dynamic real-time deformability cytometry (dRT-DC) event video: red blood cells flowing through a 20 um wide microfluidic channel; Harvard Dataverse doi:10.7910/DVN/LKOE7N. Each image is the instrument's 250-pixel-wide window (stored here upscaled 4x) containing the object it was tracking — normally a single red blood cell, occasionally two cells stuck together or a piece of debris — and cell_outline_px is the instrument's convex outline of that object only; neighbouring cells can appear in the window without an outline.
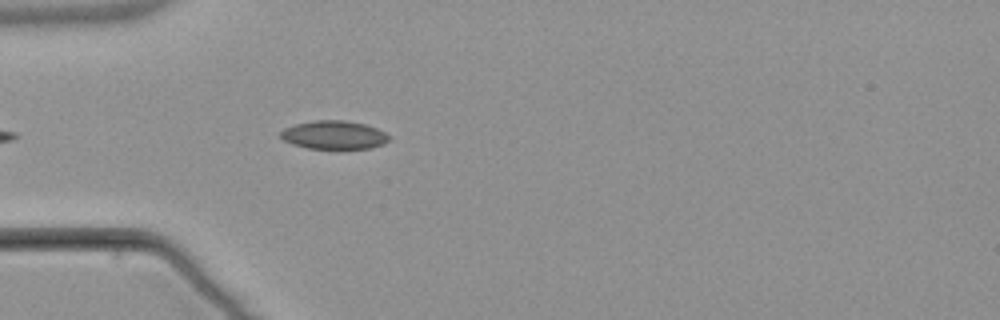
{"species": "common noctule bat (a hibernating species)", "species_latin": "Nyctalus noctula", "temperature_condition": "warm", "stored_images_in_passage": 4, "camera_frame_rate_fps": 3000, "um_per_image_px": 0.085, "animal": {"sex": "male", "body_mass_g": 21.5, "forearm_length_mm": 52.0}, "frame": {"image": 1, "passage_image": 4, "time_ms": 4.667, "image_size_px": [1000, 320], "cell_outline_px": [[388, 140], [384, 144], [372, 148], [308, 148], [292, 144], [284, 140], [280, 136], [280, 132], [284, 128], [296, 124], [316, 120], [344, 120], [364, 124], [376, 128], [384, 132], [388, 136]], "centroid_in_image_um": [28.37, 11.47], "position_along_channel_um": 56.6, "area_um2": 17.74}}